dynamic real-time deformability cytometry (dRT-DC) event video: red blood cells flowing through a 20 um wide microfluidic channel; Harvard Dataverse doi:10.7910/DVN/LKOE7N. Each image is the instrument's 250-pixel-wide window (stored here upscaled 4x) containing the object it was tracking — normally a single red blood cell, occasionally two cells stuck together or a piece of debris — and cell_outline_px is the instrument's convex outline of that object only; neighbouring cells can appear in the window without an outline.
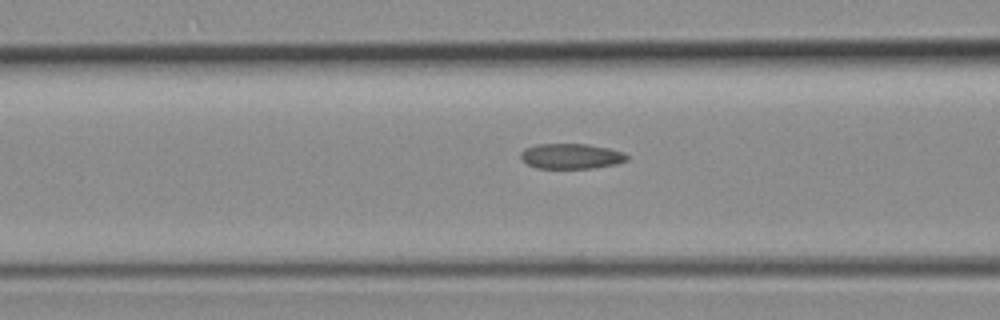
{"species": "common noctule bat (a hibernating species)", "species_latin": "Nyctalus noctula", "temperature_condition": "room temperature", "stored_images_in_passage": 32, "camera_frame_rate_fps": 3000, "um_per_image_px": 0.085, "animal": {"sex": "female", "body_mass_g": 19.3, "forearm_length_mm": 54.1}, "frame": {"image": 1, "passage_image": 14, "time_ms": 4.333, "image_size_px": [1000, 320], "cell_outline_px": [[628, 160], [616, 164], [596, 168], [536, 168], [528, 164], [520, 156], [520, 152], [524, 148], [536, 144], [588, 144], [608, 148], [624, 152], [628, 156]], "centroid_in_image_um": [48.56, 13.27], "position_along_channel_um": 118.0, "area_um2": 15.72}}
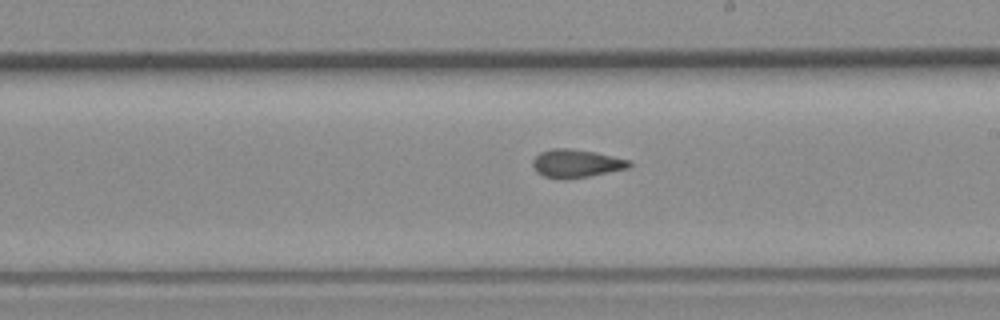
{"frame": {"image": 2, "passage_image": 22, "time_ms": 7.0, "image_size_px": [1000, 320], "cell_outline_px": [[632, 164], [628, 168], [588, 176], [564, 180], [544, 176], [536, 172], [532, 164], [532, 160], [540, 152], [552, 148], [568, 148], [592, 152], [612, 156], [628, 160]], "centroid_in_image_um": [48.92, 13.9], "position_along_channel_um": 240.1, "area_um2": 15.66}}
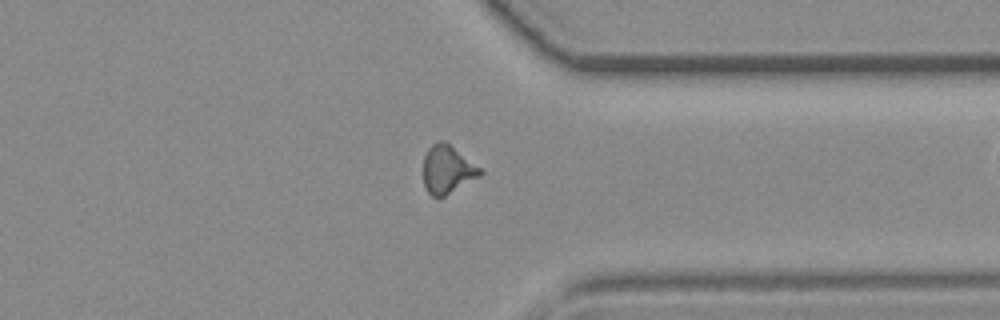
{"frame": {"image": 3, "passage_image": 31, "time_ms": 10.0, "image_size_px": [1000, 320], "cell_outline_px": [[484, 172], [480, 176], [444, 196], [432, 196], [428, 192], [424, 184], [424, 156], [428, 148], [436, 140], [444, 140], [480, 168]], "centroid_in_image_um": [38.01, 14.38], "position_along_channel_um": 373.4, "area_um2": 15.66}}